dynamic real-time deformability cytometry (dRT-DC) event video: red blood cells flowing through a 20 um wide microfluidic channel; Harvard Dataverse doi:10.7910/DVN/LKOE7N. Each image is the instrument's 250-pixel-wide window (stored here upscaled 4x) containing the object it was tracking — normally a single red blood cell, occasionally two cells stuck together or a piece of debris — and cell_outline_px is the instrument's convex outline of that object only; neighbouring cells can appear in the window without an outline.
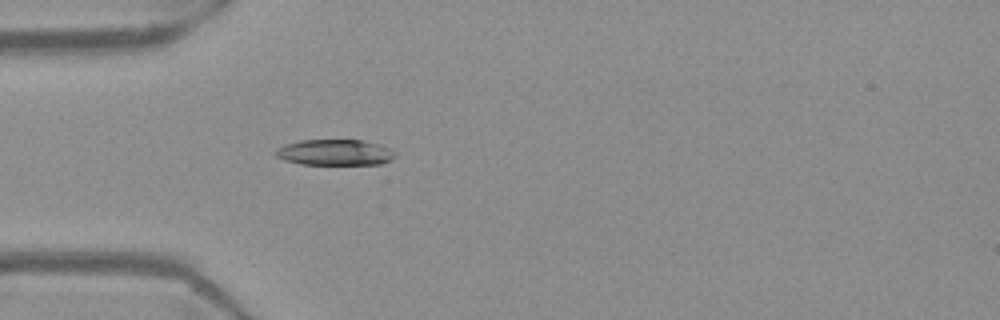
{"species": "Egyptian fruit bat (a non-hibernating species)", "species_latin": "Rousettus aegyptiacus", "temperature_condition": "warm", "stored_images_in_passage": 26, "camera_frame_rate_fps": 3000, "um_per_image_px": 0.085, "frame": {"image": 1, "passage_image": 1, "time_ms": 0.0, "image_size_px": [1000, 320], "cell_outline_px": [[380, 160], [368, 164], [312, 164], [296, 160], [300, 144], [316, 140], [356, 140]], "centroid_in_image_um": [28.48, 12.99], "position_along_channel_um": 56.5, "area_um2": 11.85}}
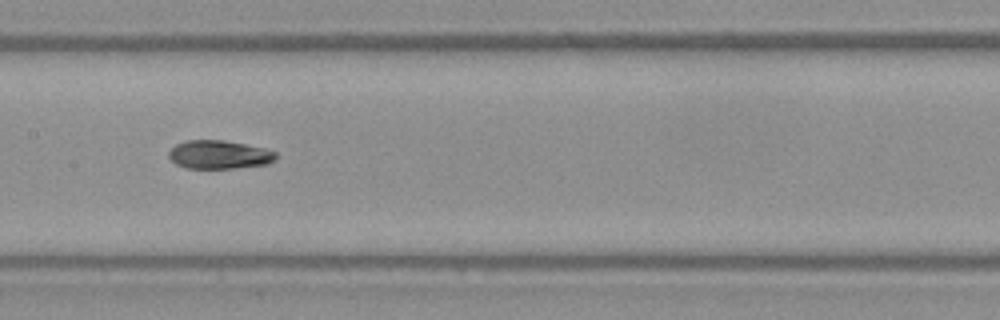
{"frame": {"image": 2, "passage_image": 12, "time_ms": 3.667, "image_size_px": [1000, 320], "cell_outline_px": [[272, 156], [268, 160], [252, 164], [216, 168], [204, 168], [188, 164], [188, 144], [232, 144]], "centroid_in_image_um": [18.94, 13.24], "position_along_channel_um": 188.5, "area_um2": 11.1}}
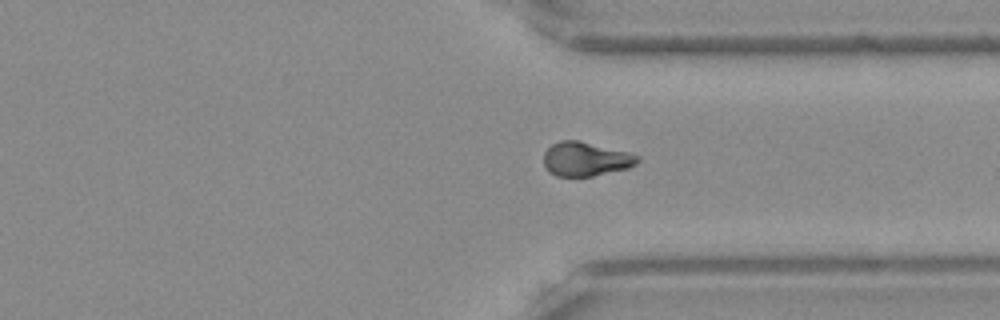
{"frame": {"image": 3, "passage_image": 26, "time_ms": 8.333, "image_size_px": [1000, 320], "cell_outline_px": [[632, 160], [628, 164], [616, 168], [584, 176], [568, 176], [556, 172], [552, 168], [568, 144], [584, 144]], "centroid_in_image_um": [49.88, 13.68], "position_along_channel_um": 361.5, "area_um2": 11.79}}